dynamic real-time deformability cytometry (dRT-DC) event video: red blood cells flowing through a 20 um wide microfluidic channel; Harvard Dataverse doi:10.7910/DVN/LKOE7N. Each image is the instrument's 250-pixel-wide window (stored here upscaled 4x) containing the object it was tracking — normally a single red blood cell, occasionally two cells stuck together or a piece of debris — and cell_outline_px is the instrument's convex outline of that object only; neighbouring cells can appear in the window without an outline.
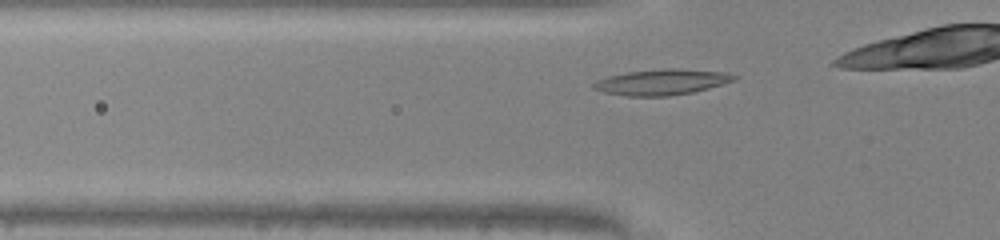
{"species": "common noctule bat (a hibernating species)", "species_latin": "Nyctalus noctula", "temperature_condition": "warm", "stored_images_in_passage": 26, "camera_frame_rate_fps": 3000, "um_per_image_px": 0.085, "animal": {"sex": "male", "body_mass_g": 20.0, "forearm_length_mm": 53.3}, "frame": {"image": 1, "passage_image": 2, "time_ms": 0.333, "image_size_px": [1000, 240], "cell_outline_px": [[740, 76], [736, 80], [708, 88], [692, 92], [668, 96], [628, 96], [604, 92], [592, 88], [592, 84], [596, 80], [608, 76], [628, 72], [664, 68], [676, 68], [724, 72]], "centroid_in_image_um": [56.26, 6.97], "position_along_channel_um": 69.5, "area_um2": 21.04}}
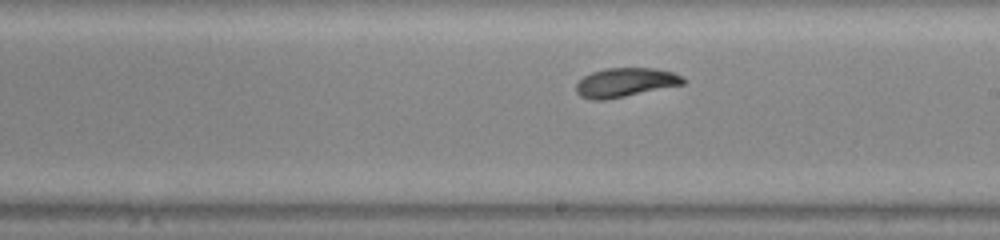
{"frame": {"image": 2, "passage_image": 14, "time_ms": 4.333, "image_size_px": [1000, 240], "cell_outline_px": [[688, 80], [684, 84], [604, 100], [592, 100], [580, 96], [576, 92], [576, 84], [584, 76], [592, 72], [608, 68], [656, 68], [672, 72]], "centroid_in_image_um": [53.15, 7.0], "position_along_channel_um": 235.9, "area_um2": 17.98}}
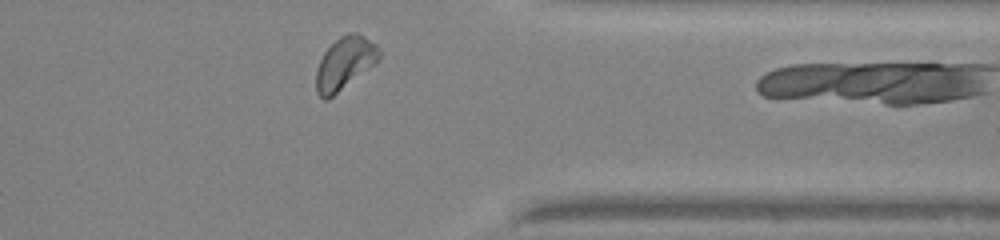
{"frame": {"image": 3, "passage_image": 25, "time_ms": 8.0, "image_size_px": [1000, 240], "cell_outline_px": [[380, 60], [328, 100], [324, 100], [316, 92], [316, 68], [324, 52], [340, 36], [348, 32], [356, 32], [364, 36], [376, 44], [380, 48]], "centroid_in_image_um": [29.31, 5.37], "position_along_channel_um": 382.1, "area_um2": 19.36}}